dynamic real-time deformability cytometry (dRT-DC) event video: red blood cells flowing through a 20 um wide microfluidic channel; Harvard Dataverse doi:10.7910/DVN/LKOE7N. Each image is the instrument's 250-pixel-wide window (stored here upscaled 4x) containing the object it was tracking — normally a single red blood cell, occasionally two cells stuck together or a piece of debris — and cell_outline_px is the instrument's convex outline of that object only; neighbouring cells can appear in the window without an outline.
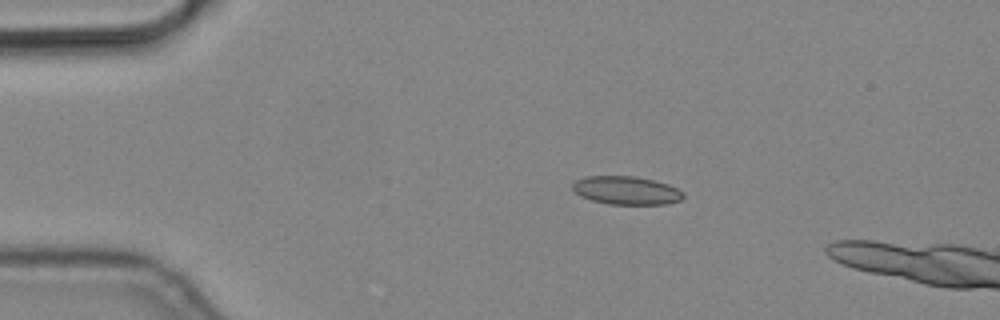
{"species": "common noctule bat (a hibernating species)", "species_latin": "Nyctalus noctula", "temperature_condition": "cold", "stored_images_in_passage": 6, "camera_frame_rate_fps": 3000, "um_per_image_px": 0.085, "animal": {"sex": "male", "body_mass_g": 19.2, "forearm_length_mm": 51.8}, "frame": {"image": 1, "passage_image": 4, "time_ms": 1.0, "image_size_px": [1000, 320], "cell_outline_px": [[684, 196], [680, 200], [664, 204], [608, 204], [592, 200], [580, 196], [572, 188], [572, 184], [576, 180], [584, 176], [636, 176], [668, 184], [684, 192]], "centroid_in_image_um": [53.22, 16.18], "position_along_channel_um": 31.8, "area_um2": 18.21}}